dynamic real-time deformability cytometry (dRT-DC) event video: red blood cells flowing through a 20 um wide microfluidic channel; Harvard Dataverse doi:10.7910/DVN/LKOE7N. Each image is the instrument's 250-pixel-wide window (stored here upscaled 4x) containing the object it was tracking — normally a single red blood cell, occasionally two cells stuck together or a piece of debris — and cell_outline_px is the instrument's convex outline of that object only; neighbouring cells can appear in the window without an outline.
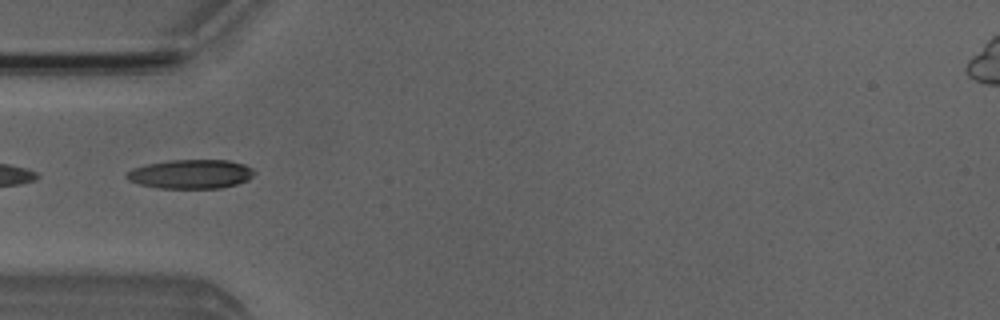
{"species": "Egyptian fruit bat (a non-hibernating species)", "species_latin": "Rousettus aegyptiacus", "temperature_condition": "room temperature", "stored_images_in_passage": 2, "camera_frame_rate_fps": 3000, "um_per_image_px": 0.085, "animal": {"sex": "male"}, "frame": {"image": 1, "passage_image": 2, "time_ms": 1.0, "image_size_px": [1000, 320], "cell_outline_px": [[256, 172], [248, 180], [236, 184], [220, 188], [156, 188], [140, 184], [128, 180], [124, 176], [132, 168], [148, 164], [168, 160], [228, 160], [244, 164], [252, 168]], "centroid_in_image_um": [16.22, 14.79], "position_along_channel_um": 68.8, "area_um2": 21.68}}